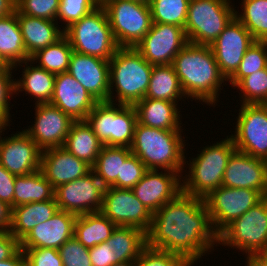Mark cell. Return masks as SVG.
Wrapping results in <instances>:
<instances>
[{
	"label": "cell",
	"instance_id": "1",
	"mask_svg": "<svg viewBox=\"0 0 267 266\" xmlns=\"http://www.w3.org/2000/svg\"><path fill=\"white\" fill-rule=\"evenodd\" d=\"M146 237L147 246L176 253L193 266L219 246L204 199L183 192L153 213Z\"/></svg>",
	"mask_w": 267,
	"mask_h": 266
},
{
	"label": "cell",
	"instance_id": "2",
	"mask_svg": "<svg viewBox=\"0 0 267 266\" xmlns=\"http://www.w3.org/2000/svg\"><path fill=\"white\" fill-rule=\"evenodd\" d=\"M171 65L187 99L202 101L207 106L217 105L222 83L226 85L224 82L227 80L219 70L210 45L189 42L175 56Z\"/></svg>",
	"mask_w": 267,
	"mask_h": 266
},
{
	"label": "cell",
	"instance_id": "3",
	"mask_svg": "<svg viewBox=\"0 0 267 266\" xmlns=\"http://www.w3.org/2000/svg\"><path fill=\"white\" fill-rule=\"evenodd\" d=\"M182 132L147 127L137 122L130 150L147 169L186 172V140Z\"/></svg>",
	"mask_w": 267,
	"mask_h": 266
},
{
	"label": "cell",
	"instance_id": "4",
	"mask_svg": "<svg viewBox=\"0 0 267 266\" xmlns=\"http://www.w3.org/2000/svg\"><path fill=\"white\" fill-rule=\"evenodd\" d=\"M152 68L134 47H119L109 60V102L134 106L145 98Z\"/></svg>",
	"mask_w": 267,
	"mask_h": 266
},
{
	"label": "cell",
	"instance_id": "5",
	"mask_svg": "<svg viewBox=\"0 0 267 266\" xmlns=\"http://www.w3.org/2000/svg\"><path fill=\"white\" fill-rule=\"evenodd\" d=\"M226 137L213 145L202 147V151H198L201 153L191 158L192 161L185 160L189 169L182 176L183 193L204 199L222 186L229 158L236 151L233 138L230 135Z\"/></svg>",
	"mask_w": 267,
	"mask_h": 266
},
{
	"label": "cell",
	"instance_id": "6",
	"mask_svg": "<svg viewBox=\"0 0 267 266\" xmlns=\"http://www.w3.org/2000/svg\"><path fill=\"white\" fill-rule=\"evenodd\" d=\"M73 51L110 60L117 45L105 8L100 4L64 30Z\"/></svg>",
	"mask_w": 267,
	"mask_h": 266
},
{
	"label": "cell",
	"instance_id": "7",
	"mask_svg": "<svg viewBox=\"0 0 267 266\" xmlns=\"http://www.w3.org/2000/svg\"><path fill=\"white\" fill-rule=\"evenodd\" d=\"M85 121L103 145L130 148L137 113L133 105L98 102Z\"/></svg>",
	"mask_w": 267,
	"mask_h": 266
},
{
	"label": "cell",
	"instance_id": "8",
	"mask_svg": "<svg viewBox=\"0 0 267 266\" xmlns=\"http://www.w3.org/2000/svg\"><path fill=\"white\" fill-rule=\"evenodd\" d=\"M218 244L246 253L245 260L267 250V197L218 234Z\"/></svg>",
	"mask_w": 267,
	"mask_h": 266
},
{
	"label": "cell",
	"instance_id": "9",
	"mask_svg": "<svg viewBox=\"0 0 267 266\" xmlns=\"http://www.w3.org/2000/svg\"><path fill=\"white\" fill-rule=\"evenodd\" d=\"M231 0H190L184 30L188 42L211 45L235 17Z\"/></svg>",
	"mask_w": 267,
	"mask_h": 266
},
{
	"label": "cell",
	"instance_id": "10",
	"mask_svg": "<svg viewBox=\"0 0 267 266\" xmlns=\"http://www.w3.org/2000/svg\"><path fill=\"white\" fill-rule=\"evenodd\" d=\"M114 39L119 47H135L152 25L148 4L130 0H103Z\"/></svg>",
	"mask_w": 267,
	"mask_h": 266
},
{
	"label": "cell",
	"instance_id": "11",
	"mask_svg": "<svg viewBox=\"0 0 267 266\" xmlns=\"http://www.w3.org/2000/svg\"><path fill=\"white\" fill-rule=\"evenodd\" d=\"M233 138L237 151L267 159V104H241Z\"/></svg>",
	"mask_w": 267,
	"mask_h": 266
},
{
	"label": "cell",
	"instance_id": "12",
	"mask_svg": "<svg viewBox=\"0 0 267 266\" xmlns=\"http://www.w3.org/2000/svg\"><path fill=\"white\" fill-rule=\"evenodd\" d=\"M264 197L256 190L220 186L204 198L214 231L219 234L233 220Z\"/></svg>",
	"mask_w": 267,
	"mask_h": 266
},
{
	"label": "cell",
	"instance_id": "13",
	"mask_svg": "<svg viewBox=\"0 0 267 266\" xmlns=\"http://www.w3.org/2000/svg\"><path fill=\"white\" fill-rule=\"evenodd\" d=\"M104 189L91 171L82 178L55 188L54 198L59 210L79 216L101 211Z\"/></svg>",
	"mask_w": 267,
	"mask_h": 266
},
{
	"label": "cell",
	"instance_id": "14",
	"mask_svg": "<svg viewBox=\"0 0 267 266\" xmlns=\"http://www.w3.org/2000/svg\"><path fill=\"white\" fill-rule=\"evenodd\" d=\"M188 43L183 27L152 23L149 32L134 48L152 65H170Z\"/></svg>",
	"mask_w": 267,
	"mask_h": 266
},
{
	"label": "cell",
	"instance_id": "15",
	"mask_svg": "<svg viewBox=\"0 0 267 266\" xmlns=\"http://www.w3.org/2000/svg\"><path fill=\"white\" fill-rule=\"evenodd\" d=\"M116 226L135 227L148 232L153 214L131 189L106 187L101 211Z\"/></svg>",
	"mask_w": 267,
	"mask_h": 266
},
{
	"label": "cell",
	"instance_id": "16",
	"mask_svg": "<svg viewBox=\"0 0 267 266\" xmlns=\"http://www.w3.org/2000/svg\"><path fill=\"white\" fill-rule=\"evenodd\" d=\"M8 126L0 124V165L15 176L40 170L42 150L23 130L1 137Z\"/></svg>",
	"mask_w": 267,
	"mask_h": 266
},
{
	"label": "cell",
	"instance_id": "17",
	"mask_svg": "<svg viewBox=\"0 0 267 266\" xmlns=\"http://www.w3.org/2000/svg\"><path fill=\"white\" fill-rule=\"evenodd\" d=\"M34 105V123L23 131L42 151L48 148L62 147L74 120L50 103Z\"/></svg>",
	"mask_w": 267,
	"mask_h": 266
},
{
	"label": "cell",
	"instance_id": "18",
	"mask_svg": "<svg viewBox=\"0 0 267 266\" xmlns=\"http://www.w3.org/2000/svg\"><path fill=\"white\" fill-rule=\"evenodd\" d=\"M254 43L255 39L250 32L234 17L210 45L219 70L226 80L236 72L244 54Z\"/></svg>",
	"mask_w": 267,
	"mask_h": 266
},
{
	"label": "cell",
	"instance_id": "19",
	"mask_svg": "<svg viewBox=\"0 0 267 266\" xmlns=\"http://www.w3.org/2000/svg\"><path fill=\"white\" fill-rule=\"evenodd\" d=\"M148 169L131 189L137 199L153 214L182 192V173ZM164 172V173H163Z\"/></svg>",
	"mask_w": 267,
	"mask_h": 266
},
{
	"label": "cell",
	"instance_id": "20",
	"mask_svg": "<svg viewBox=\"0 0 267 266\" xmlns=\"http://www.w3.org/2000/svg\"><path fill=\"white\" fill-rule=\"evenodd\" d=\"M67 72L98 102L109 101V60L73 51Z\"/></svg>",
	"mask_w": 267,
	"mask_h": 266
},
{
	"label": "cell",
	"instance_id": "21",
	"mask_svg": "<svg viewBox=\"0 0 267 266\" xmlns=\"http://www.w3.org/2000/svg\"><path fill=\"white\" fill-rule=\"evenodd\" d=\"M222 186L253 189L267 197L266 161L236 150L229 158Z\"/></svg>",
	"mask_w": 267,
	"mask_h": 266
},
{
	"label": "cell",
	"instance_id": "22",
	"mask_svg": "<svg viewBox=\"0 0 267 266\" xmlns=\"http://www.w3.org/2000/svg\"><path fill=\"white\" fill-rule=\"evenodd\" d=\"M98 101L68 72L55 76L50 104L58 107L74 121L85 120Z\"/></svg>",
	"mask_w": 267,
	"mask_h": 266
},
{
	"label": "cell",
	"instance_id": "23",
	"mask_svg": "<svg viewBox=\"0 0 267 266\" xmlns=\"http://www.w3.org/2000/svg\"><path fill=\"white\" fill-rule=\"evenodd\" d=\"M40 170L55 189L86 176L92 167L62 146L42 151Z\"/></svg>",
	"mask_w": 267,
	"mask_h": 266
},
{
	"label": "cell",
	"instance_id": "24",
	"mask_svg": "<svg viewBox=\"0 0 267 266\" xmlns=\"http://www.w3.org/2000/svg\"><path fill=\"white\" fill-rule=\"evenodd\" d=\"M76 215L58 210L46 222L32 228L20 241V248L59 249L67 240L74 237Z\"/></svg>",
	"mask_w": 267,
	"mask_h": 266
},
{
	"label": "cell",
	"instance_id": "25",
	"mask_svg": "<svg viewBox=\"0 0 267 266\" xmlns=\"http://www.w3.org/2000/svg\"><path fill=\"white\" fill-rule=\"evenodd\" d=\"M176 102L143 98L134 107L137 122L147 127L164 130H183L182 114ZM181 116V118H180Z\"/></svg>",
	"mask_w": 267,
	"mask_h": 266
},
{
	"label": "cell",
	"instance_id": "26",
	"mask_svg": "<svg viewBox=\"0 0 267 266\" xmlns=\"http://www.w3.org/2000/svg\"><path fill=\"white\" fill-rule=\"evenodd\" d=\"M17 19L23 43L29 57L37 51L55 43L64 35L57 21L30 17L17 10Z\"/></svg>",
	"mask_w": 267,
	"mask_h": 266
},
{
	"label": "cell",
	"instance_id": "27",
	"mask_svg": "<svg viewBox=\"0 0 267 266\" xmlns=\"http://www.w3.org/2000/svg\"><path fill=\"white\" fill-rule=\"evenodd\" d=\"M34 64L36 63L29 59L13 66L16 71L19 66H24L22 78H17V80L15 78V95L25 91V94L35 98V104L50 103L54 93L56 75Z\"/></svg>",
	"mask_w": 267,
	"mask_h": 266
},
{
	"label": "cell",
	"instance_id": "28",
	"mask_svg": "<svg viewBox=\"0 0 267 266\" xmlns=\"http://www.w3.org/2000/svg\"><path fill=\"white\" fill-rule=\"evenodd\" d=\"M58 210L55 199L13 207L9 232L21 241L32 228L49 220Z\"/></svg>",
	"mask_w": 267,
	"mask_h": 266
},
{
	"label": "cell",
	"instance_id": "29",
	"mask_svg": "<svg viewBox=\"0 0 267 266\" xmlns=\"http://www.w3.org/2000/svg\"><path fill=\"white\" fill-rule=\"evenodd\" d=\"M103 144L85 120L74 121L63 147L91 167L100 154Z\"/></svg>",
	"mask_w": 267,
	"mask_h": 266
},
{
	"label": "cell",
	"instance_id": "30",
	"mask_svg": "<svg viewBox=\"0 0 267 266\" xmlns=\"http://www.w3.org/2000/svg\"><path fill=\"white\" fill-rule=\"evenodd\" d=\"M131 154L132 152L128 147L103 145L92 166V172L105 188H121L122 164Z\"/></svg>",
	"mask_w": 267,
	"mask_h": 266
},
{
	"label": "cell",
	"instance_id": "31",
	"mask_svg": "<svg viewBox=\"0 0 267 266\" xmlns=\"http://www.w3.org/2000/svg\"><path fill=\"white\" fill-rule=\"evenodd\" d=\"M116 225L102 212H93L76 217L74 236L86 248L106 242Z\"/></svg>",
	"mask_w": 267,
	"mask_h": 266
},
{
	"label": "cell",
	"instance_id": "32",
	"mask_svg": "<svg viewBox=\"0 0 267 266\" xmlns=\"http://www.w3.org/2000/svg\"><path fill=\"white\" fill-rule=\"evenodd\" d=\"M117 257V264L135 261L147 246L146 232L135 227L116 226L106 240Z\"/></svg>",
	"mask_w": 267,
	"mask_h": 266
},
{
	"label": "cell",
	"instance_id": "33",
	"mask_svg": "<svg viewBox=\"0 0 267 266\" xmlns=\"http://www.w3.org/2000/svg\"><path fill=\"white\" fill-rule=\"evenodd\" d=\"M0 56L10 66H14L30 57L23 43L16 12L0 18Z\"/></svg>",
	"mask_w": 267,
	"mask_h": 266
},
{
	"label": "cell",
	"instance_id": "34",
	"mask_svg": "<svg viewBox=\"0 0 267 266\" xmlns=\"http://www.w3.org/2000/svg\"><path fill=\"white\" fill-rule=\"evenodd\" d=\"M179 78L170 65H153L149 86L145 98L176 102L184 101ZM178 100V101H177Z\"/></svg>",
	"mask_w": 267,
	"mask_h": 266
},
{
	"label": "cell",
	"instance_id": "35",
	"mask_svg": "<svg viewBox=\"0 0 267 266\" xmlns=\"http://www.w3.org/2000/svg\"><path fill=\"white\" fill-rule=\"evenodd\" d=\"M55 189L45 178L41 170L34 173L16 176L14 207L31 202H44L54 198Z\"/></svg>",
	"mask_w": 267,
	"mask_h": 266
},
{
	"label": "cell",
	"instance_id": "36",
	"mask_svg": "<svg viewBox=\"0 0 267 266\" xmlns=\"http://www.w3.org/2000/svg\"><path fill=\"white\" fill-rule=\"evenodd\" d=\"M72 52L69 40L63 35L55 43L33 54L30 60L38 63V67L57 75L68 71Z\"/></svg>",
	"mask_w": 267,
	"mask_h": 266
},
{
	"label": "cell",
	"instance_id": "37",
	"mask_svg": "<svg viewBox=\"0 0 267 266\" xmlns=\"http://www.w3.org/2000/svg\"><path fill=\"white\" fill-rule=\"evenodd\" d=\"M242 12L235 17L250 32L255 41L267 42V0H242Z\"/></svg>",
	"mask_w": 267,
	"mask_h": 266
},
{
	"label": "cell",
	"instance_id": "38",
	"mask_svg": "<svg viewBox=\"0 0 267 266\" xmlns=\"http://www.w3.org/2000/svg\"><path fill=\"white\" fill-rule=\"evenodd\" d=\"M190 0H151L152 23L185 26Z\"/></svg>",
	"mask_w": 267,
	"mask_h": 266
},
{
	"label": "cell",
	"instance_id": "39",
	"mask_svg": "<svg viewBox=\"0 0 267 266\" xmlns=\"http://www.w3.org/2000/svg\"><path fill=\"white\" fill-rule=\"evenodd\" d=\"M237 87L240 104H267V67L242 78L234 89Z\"/></svg>",
	"mask_w": 267,
	"mask_h": 266
},
{
	"label": "cell",
	"instance_id": "40",
	"mask_svg": "<svg viewBox=\"0 0 267 266\" xmlns=\"http://www.w3.org/2000/svg\"><path fill=\"white\" fill-rule=\"evenodd\" d=\"M267 67V42L255 41L246 51L236 72L227 80L235 86L242 78Z\"/></svg>",
	"mask_w": 267,
	"mask_h": 266
},
{
	"label": "cell",
	"instance_id": "41",
	"mask_svg": "<svg viewBox=\"0 0 267 266\" xmlns=\"http://www.w3.org/2000/svg\"><path fill=\"white\" fill-rule=\"evenodd\" d=\"M101 2L99 0H60L56 21L60 20L63 30L72 23L79 21L83 16L92 12ZM65 22V23H64Z\"/></svg>",
	"mask_w": 267,
	"mask_h": 266
},
{
	"label": "cell",
	"instance_id": "42",
	"mask_svg": "<svg viewBox=\"0 0 267 266\" xmlns=\"http://www.w3.org/2000/svg\"><path fill=\"white\" fill-rule=\"evenodd\" d=\"M134 266H193L180 255L146 246L134 261Z\"/></svg>",
	"mask_w": 267,
	"mask_h": 266
},
{
	"label": "cell",
	"instance_id": "43",
	"mask_svg": "<svg viewBox=\"0 0 267 266\" xmlns=\"http://www.w3.org/2000/svg\"><path fill=\"white\" fill-rule=\"evenodd\" d=\"M16 9L24 15L56 21L60 0H16Z\"/></svg>",
	"mask_w": 267,
	"mask_h": 266
},
{
	"label": "cell",
	"instance_id": "44",
	"mask_svg": "<svg viewBox=\"0 0 267 266\" xmlns=\"http://www.w3.org/2000/svg\"><path fill=\"white\" fill-rule=\"evenodd\" d=\"M58 251L63 266H92L89 249L81 244L75 236L63 243Z\"/></svg>",
	"mask_w": 267,
	"mask_h": 266
},
{
	"label": "cell",
	"instance_id": "45",
	"mask_svg": "<svg viewBox=\"0 0 267 266\" xmlns=\"http://www.w3.org/2000/svg\"><path fill=\"white\" fill-rule=\"evenodd\" d=\"M14 68H0V124H10V98L15 94Z\"/></svg>",
	"mask_w": 267,
	"mask_h": 266
},
{
	"label": "cell",
	"instance_id": "46",
	"mask_svg": "<svg viewBox=\"0 0 267 266\" xmlns=\"http://www.w3.org/2000/svg\"><path fill=\"white\" fill-rule=\"evenodd\" d=\"M25 266H63L59 251L54 248H21Z\"/></svg>",
	"mask_w": 267,
	"mask_h": 266
},
{
	"label": "cell",
	"instance_id": "47",
	"mask_svg": "<svg viewBox=\"0 0 267 266\" xmlns=\"http://www.w3.org/2000/svg\"><path fill=\"white\" fill-rule=\"evenodd\" d=\"M148 169L134 154H131L122 164L121 189H132L144 176Z\"/></svg>",
	"mask_w": 267,
	"mask_h": 266
},
{
	"label": "cell",
	"instance_id": "48",
	"mask_svg": "<svg viewBox=\"0 0 267 266\" xmlns=\"http://www.w3.org/2000/svg\"><path fill=\"white\" fill-rule=\"evenodd\" d=\"M92 266H112L117 264V257L107 242H102L89 249Z\"/></svg>",
	"mask_w": 267,
	"mask_h": 266
},
{
	"label": "cell",
	"instance_id": "49",
	"mask_svg": "<svg viewBox=\"0 0 267 266\" xmlns=\"http://www.w3.org/2000/svg\"><path fill=\"white\" fill-rule=\"evenodd\" d=\"M15 175L0 165V200L14 207Z\"/></svg>",
	"mask_w": 267,
	"mask_h": 266
},
{
	"label": "cell",
	"instance_id": "50",
	"mask_svg": "<svg viewBox=\"0 0 267 266\" xmlns=\"http://www.w3.org/2000/svg\"><path fill=\"white\" fill-rule=\"evenodd\" d=\"M20 249V241L9 231H0V261L12 257Z\"/></svg>",
	"mask_w": 267,
	"mask_h": 266
},
{
	"label": "cell",
	"instance_id": "51",
	"mask_svg": "<svg viewBox=\"0 0 267 266\" xmlns=\"http://www.w3.org/2000/svg\"><path fill=\"white\" fill-rule=\"evenodd\" d=\"M12 220V207L0 200V231H9Z\"/></svg>",
	"mask_w": 267,
	"mask_h": 266
},
{
	"label": "cell",
	"instance_id": "52",
	"mask_svg": "<svg viewBox=\"0 0 267 266\" xmlns=\"http://www.w3.org/2000/svg\"><path fill=\"white\" fill-rule=\"evenodd\" d=\"M0 266H25L24 251L20 248L12 257L0 261Z\"/></svg>",
	"mask_w": 267,
	"mask_h": 266
},
{
	"label": "cell",
	"instance_id": "53",
	"mask_svg": "<svg viewBox=\"0 0 267 266\" xmlns=\"http://www.w3.org/2000/svg\"><path fill=\"white\" fill-rule=\"evenodd\" d=\"M16 0H0V18L16 12Z\"/></svg>",
	"mask_w": 267,
	"mask_h": 266
},
{
	"label": "cell",
	"instance_id": "54",
	"mask_svg": "<svg viewBox=\"0 0 267 266\" xmlns=\"http://www.w3.org/2000/svg\"><path fill=\"white\" fill-rule=\"evenodd\" d=\"M249 261L254 266H267V250L255 254Z\"/></svg>",
	"mask_w": 267,
	"mask_h": 266
},
{
	"label": "cell",
	"instance_id": "55",
	"mask_svg": "<svg viewBox=\"0 0 267 266\" xmlns=\"http://www.w3.org/2000/svg\"><path fill=\"white\" fill-rule=\"evenodd\" d=\"M112 266H134V261H128V262H124V263H118V264H114Z\"/></svg>",
	"mask_w": 267,
	"mask_h": 266
},
{
	"label": "cell",
	"instance_id": "56",
	"mask_svg": "<svg viewBox=\"0 0 267 266\" xmlns=\"http://www.w3.org/2000/svg\"><path fill=\"white\" fill-rule=\"evenodd\" d=\"M0 68H13V66L8 65L0 56Z\"/></svg>",
	"mask_w": 267,
	"mask_h": 266
},
{
	"label": "cell",
	"instance_id": "57",
	"mask_svg": "<svg viewBox=\"0 0 267 266\" xmlns=\"http://www.w3.org/2000/svg\"><path fill=\"white\" fill-rule=\"evenodd\" d=\"M130 1H136V2H140V3H144V4H150L151 0H130Z\"/></svg>",
	"mask_w": 267,
	"mask_h": 266
},
{
	"label": "cell",
	"instance_id": "58",
	"mask_svg": "<svg viewBox=\"0 0 267 266\" xmlns=\"http://www.w3.org/2000/svg\"><path fill=\"white\" fill-rule=\"evenodd\" d=\"M246 264L245 266H254L249 260L246 261Z\"/></svg>",
	"mask_w": 267,
	"mask_h": 266
}]
</instances>
